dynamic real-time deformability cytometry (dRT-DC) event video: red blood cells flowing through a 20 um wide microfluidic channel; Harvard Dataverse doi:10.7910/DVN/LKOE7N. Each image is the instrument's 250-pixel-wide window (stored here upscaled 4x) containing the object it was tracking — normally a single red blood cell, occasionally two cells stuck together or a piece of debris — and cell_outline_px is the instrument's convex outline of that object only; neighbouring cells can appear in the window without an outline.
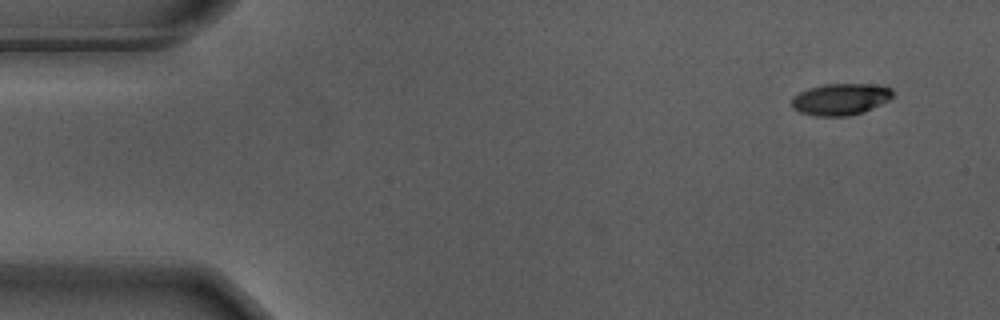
{"species": "Egyptian fruit bat (a non-hibernating species)", "species_latin": "Rousettus aegyptiacus", "temperature_condition": "warm", "stored_images_in_passage": 10, "camera_frame_rate_fps": 3000, "um_per_image_px": 0.085, "animal": {"sex": "male"}, "frame": {"image": 1, "passage_image": 1, "time_ms": 0.0, "image_size_px": [1000, 320], "cell_outline_px": [[892, 96], [888, 100], [864, 112], [848, 116], [816, 116], [800, 112], [792, 108], [792, 96], [808, 88], [824, 84], [872, 84], [892, 88]], "centroid_in_image_um": [71.42, 8.43], "position_along_channel_um": 13.6, "area_um2": 18.61}}